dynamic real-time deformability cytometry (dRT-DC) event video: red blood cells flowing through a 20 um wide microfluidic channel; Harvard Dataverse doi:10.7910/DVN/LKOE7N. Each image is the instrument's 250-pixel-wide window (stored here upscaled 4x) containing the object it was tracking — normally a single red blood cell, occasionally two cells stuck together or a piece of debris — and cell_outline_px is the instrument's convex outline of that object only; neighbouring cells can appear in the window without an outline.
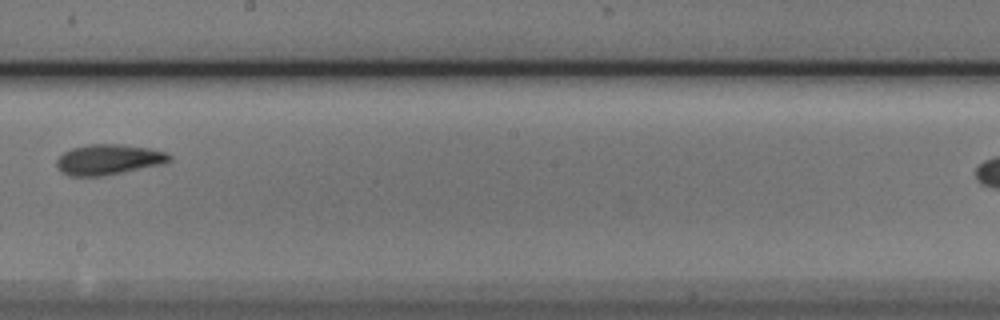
{"species": "Egyptian fruit bat (a non-hibernating species)", "species_latin": "Rousettus aegyptiacus", "temperature_condition": "cold", "stored_images_in_passage": 11, "segment_of_instrument_passage": [1, 2], "camera_frame_rate_fps": 3000, "um_per_image_px": 0.085, "animal": {"sex": "male"}, "frame": {"image": 1, "passage_image": 10, "time_ms": 3.0, "image_size_px": [1000, 320], "cell_outline_px": [[172, 160], [160, 164], [100, 176], [68, 176], [60, 172], [56, 168], [56, 160], [64, 152], [72, 148], [88, 144], [120, 144], [148, 148], [168, 152], [172, 156]], "centroid_in_image_um": [9.18, 13.55], "position_along_channel_um": 239.0, "area_um2": 19.88}}